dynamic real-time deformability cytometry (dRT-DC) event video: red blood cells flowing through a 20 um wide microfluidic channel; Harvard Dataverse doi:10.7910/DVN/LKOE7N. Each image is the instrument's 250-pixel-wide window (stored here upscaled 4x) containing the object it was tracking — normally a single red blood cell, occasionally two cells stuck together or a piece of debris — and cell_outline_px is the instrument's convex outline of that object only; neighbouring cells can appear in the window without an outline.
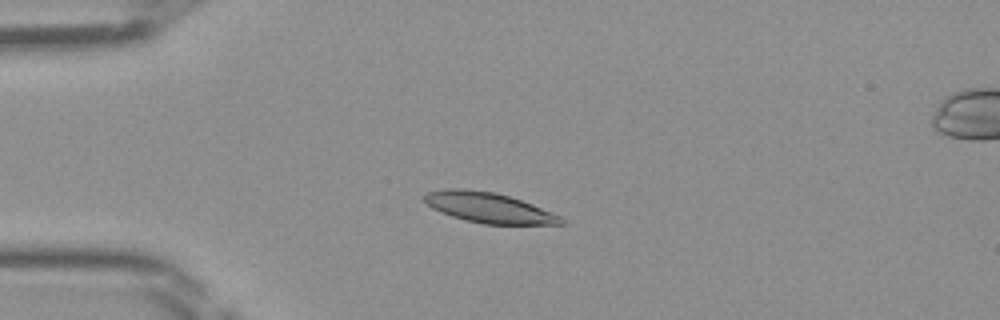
{"species": "Egyptian fruit bat (a non-hibernating species)", "species_latin": "Rousettus aegyptiacus", "temperature_condition": "room temperature", "stored_images_in_passage": 36, "camera_frame_rate_fps": 3000, "um_per_image_px": 0.085, "frame": {"image": 1, "passage_image": 1, "time_ms": 0.0, "image_size_px": [1000, 320], "cell_outline_px": [[564, 224], [484, 224], [464, 220], [440, 212], [432, 208], [424, 200], [424, 196], [428, 192], [448, 188], [464, 188], [496, 192], [532, 204], [560, 216], [564, 220]], "centroid_in_image_um": [41.52, 17.65], "position_along_channel_um": 43.5, "area_um2": 23.93}}
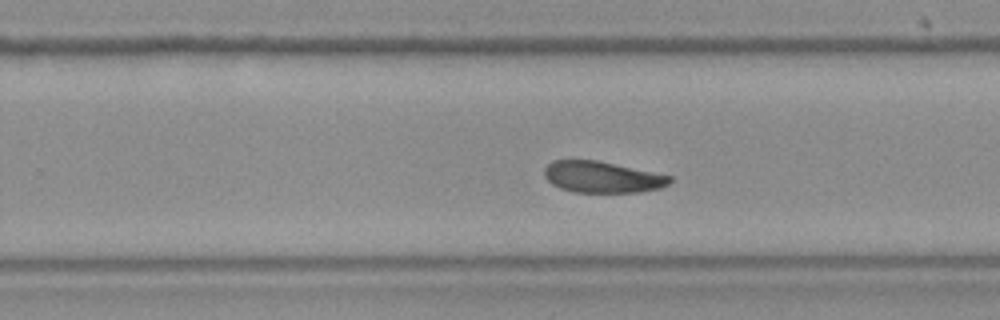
{"frame": {"image": 2, "passage_image": 19, "time_ms": 6.0, "image_size_px": [1000, 320], "cell_outline_px": [[672, 180], [668, 184], [660, 188], [640, 192], [576, 192], [560, 188], [552, 184], [544, 176], [544, 168], [552, 160], [596, 160], [672, 176]], "centroid_in_image_um": [51.17, 15.05], "position_along_channel_um": 278.6, "area_um2": 22.77}}
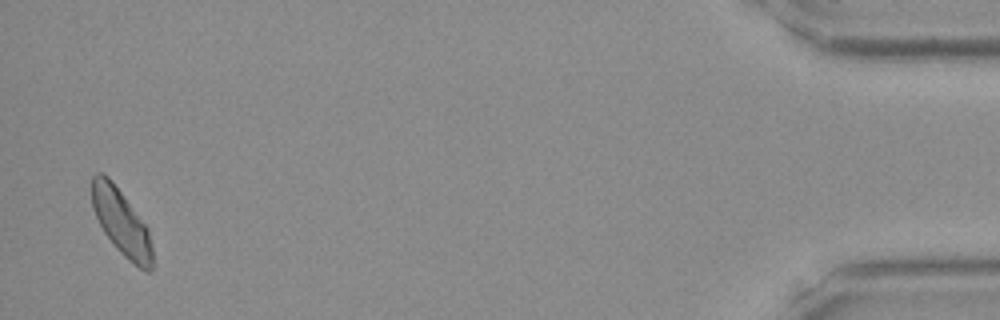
{"frame": {"image": 3, "passage_image": 35, "time_ms": 11.333, "image_size_px": [1000, 320], "cell_outline_px": [[152, 268], [148, 272], [144, 272], [128, 260], [116, 248], [104, 232], [92, 208], [92, 176], [96, 172], [104, 172], [112, 180], [148, 228], [152, 248]], "centroid_in_image_um": [10.31, 18.89], "position_along_channel_um": 424.9, "area_um2": 23.24}}